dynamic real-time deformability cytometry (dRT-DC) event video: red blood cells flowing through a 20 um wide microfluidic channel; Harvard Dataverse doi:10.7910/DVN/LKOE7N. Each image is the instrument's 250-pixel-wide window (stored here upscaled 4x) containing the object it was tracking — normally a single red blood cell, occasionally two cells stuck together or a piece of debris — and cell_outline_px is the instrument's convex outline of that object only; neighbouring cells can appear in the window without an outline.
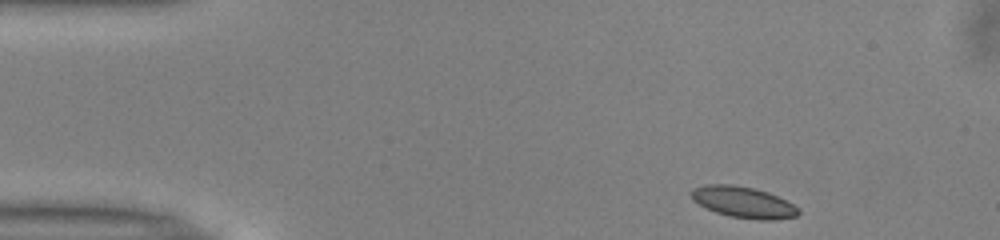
{"species": "common noctule bat (a hibernating species)", "species_latin": "Nyctalus noctula", "temperature_condition": "warm", "stored_images_in_passage": 46, "camera_frame_rate_fps": 3000, "um_per_image_px": 0.085, "animal": {"sex": "male", "body_mass_g": 13.0, "forearm_length_mm": 53.1}, "frame": {"image": 1, "passage_image": 1, "time_ms": 0.0, "image_size_px": [1000, 240], "cell_outline_px": [[800, 212], [796, 216], [772, 220], [756, 220], [728, 216], [716, 212], [692, 200], [688, 192], [692, 188], [704, 184], [732, 184], [752, 188], [768, 192], [800, 208]], "centroid_in_image_um": [63.14, 17.18], "position_along_channel_um": 21.9, "area_um2": 19.54}}
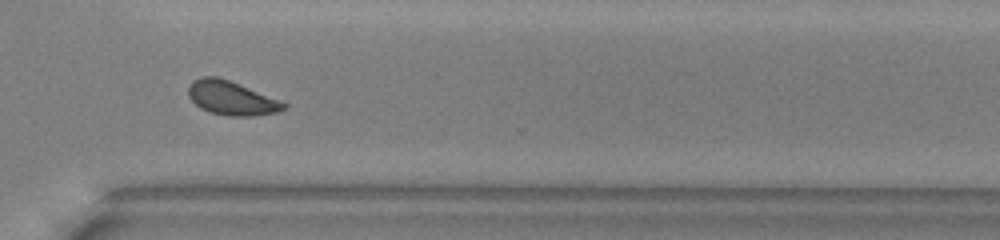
{"frame": {"image": 2, "passage_image": 32, "time_ms": 10.333, "image_size_px": [1000, 240], "cell_outline_px": [[288, 108], [280, 112], [256, 116], [228, 116], [208, 112], [200, 108], [188, 96], [188, 88], [192, 80], [204, 76], [216, 76], [228, 80], [288, 104]], "centroid_in_image_um": [19.67, 8.36], "position_along_channel_um": 350.9, "area_um2": 18.84}}
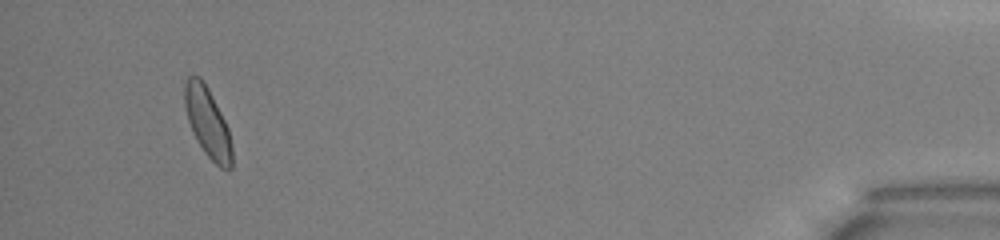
{"frame": {"image": 3, "passage_image": 43, "time_ms": 14.0, "image_size_px": [1000, 240], "cell_outline_px": [[232, 168], [228, 172], [220, 168], [204, 152], [196, 140], [192, 132], [188, 120], [184, 104], [184, 84], [188, 76], [200, 76], [208, 88], [228, 128], [232, 144]], "centroid_in_image_um": [17.65, 10.44], "position_along_channel_um": 417.6, "area_um2": 19.31}, "authors_computed_cell_mechanics": {"area_um2": 18.8139, "velocity_mm_per_s": 3.955, "shape_relaxation_time_tau1_ms": 2.8177, "shape_relaxation_time_tau2_ms": 2.4873, "deformation_change_tau1": 0.0932, "deformation_change_tau2": 0.0456}}